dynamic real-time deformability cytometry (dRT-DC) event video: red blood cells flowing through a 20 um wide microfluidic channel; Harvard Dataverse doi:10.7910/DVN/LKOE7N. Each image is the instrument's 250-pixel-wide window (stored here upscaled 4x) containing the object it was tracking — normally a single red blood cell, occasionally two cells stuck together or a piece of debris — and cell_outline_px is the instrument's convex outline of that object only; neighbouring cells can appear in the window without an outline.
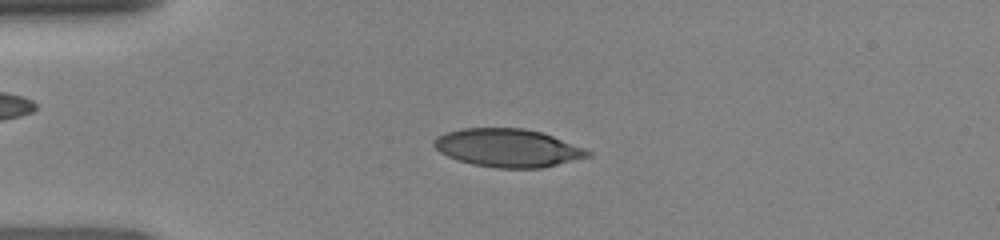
{"species": "human", "species_latin": "Homo sapiens", "temperature_condition": "room temperature", "stored_images_in_passage": 47, "camera_frame_rate_fps": 3000, "um_per_image_px": 0.085, "donor": {"sex": "female"}, "frame": {"image": 1, "passage_image": 11, "time_ms": 3.333, "image_size_px": [1000, 240], "cell_outline_px": [[592, 156], [540, 168], [496, 168], [472, 164], [448, 156], [440, 152], [432, 144], [432, 140], [436, 136], [460, 128], [524, 128], [540, 132], [552, 136], [584, 148], [592, 152]], "centroid_in_image_um": [43.14, 12.57], "position_along_channel_um": 41.9, "area_um2": 34.04}}
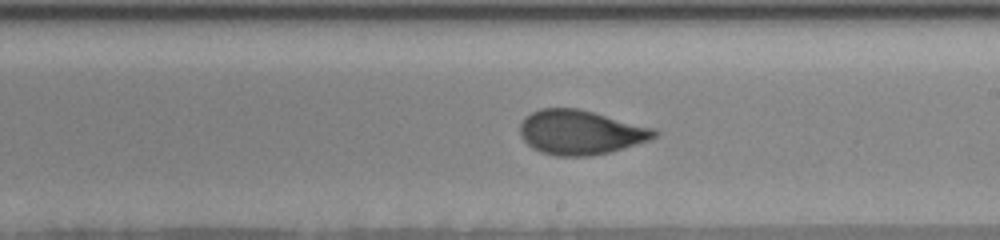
{"frame": {"image": 2, "passage_image": 27, "time_ms": 8.667, "image_size_px": [1000, 240], "cell_outline_px": [[660, 132], [652, 140], [608, 152], [588, 156], [556, 156], [540, 152], [532, 148], [520, 136], [520, 124], [532, 112], [540, 108], [576, 108], [656, 128]], "centroid_in_image_um": [49.37, 11.25], "position_along_channel_um": 239.6, "area_um2": 34.74}}
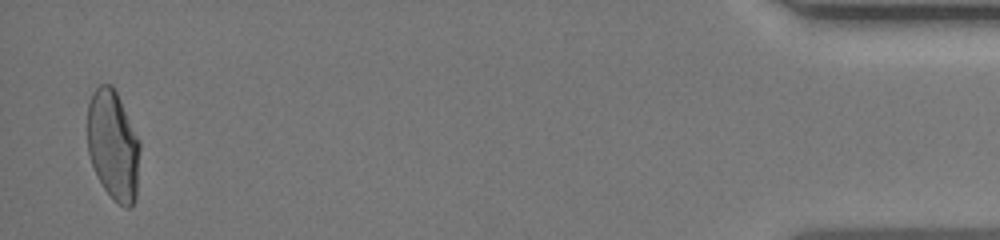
{"frame": {"image": 3, "passage_image": 46, "time_ms": 15.0, "image_size_px": [1000, 240], "cell_outline_px": [[140, 148], [136, 200], [128, 208], [124, 208], [104, 188], [92, 164], [88, 152], [88, 104], [92, 92], [100, 84], [112, 84], [140, 140]], "centroid_in_image_um": [9.63, 12.33], "position_along_channel_um": 425.6, "area_um2": 33.41}}